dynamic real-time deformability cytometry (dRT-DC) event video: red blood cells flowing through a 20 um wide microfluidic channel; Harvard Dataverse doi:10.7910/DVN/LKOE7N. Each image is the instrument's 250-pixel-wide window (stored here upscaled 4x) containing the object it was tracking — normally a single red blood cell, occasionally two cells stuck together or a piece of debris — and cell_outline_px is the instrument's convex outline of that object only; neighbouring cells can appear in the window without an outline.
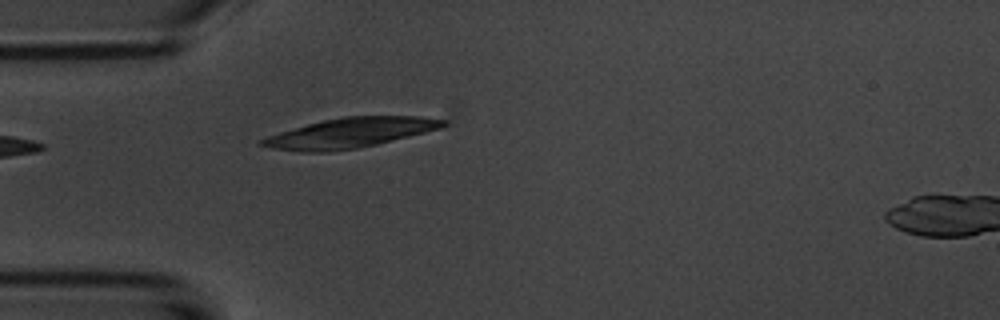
{"species": "common noctule bat (a hibernating species)", "species_latin": "Nyctalus noctula", "temperature_condition": "room temperature", "stored_images_in_passage": 6, "camera_frame_rate_fps": 3000, "um_per_image_px": 0.085, "animal": {"sex": "male", "body_mass_g": 20.1, "forearm_length_mm": 53.5}, "frame": {"image": 1, "passage_image": 6, "time_ms": 6.667, "image_size_px": [1000, 320], "cell_outline_px": [[448, 124], [440, 128], [376, 144], [356, 148], [328, 152], [300, 152], [272, 148], [256, 144], [260, 140], [268, 136], [280, 132], [308, 124], [324, 120], [344, 116], [420, 116], [448, 120]], "centroid_in_image_um": [29.74, 11.29], "position_along_channel_um": 55.3, "area_um2": 31.27}}